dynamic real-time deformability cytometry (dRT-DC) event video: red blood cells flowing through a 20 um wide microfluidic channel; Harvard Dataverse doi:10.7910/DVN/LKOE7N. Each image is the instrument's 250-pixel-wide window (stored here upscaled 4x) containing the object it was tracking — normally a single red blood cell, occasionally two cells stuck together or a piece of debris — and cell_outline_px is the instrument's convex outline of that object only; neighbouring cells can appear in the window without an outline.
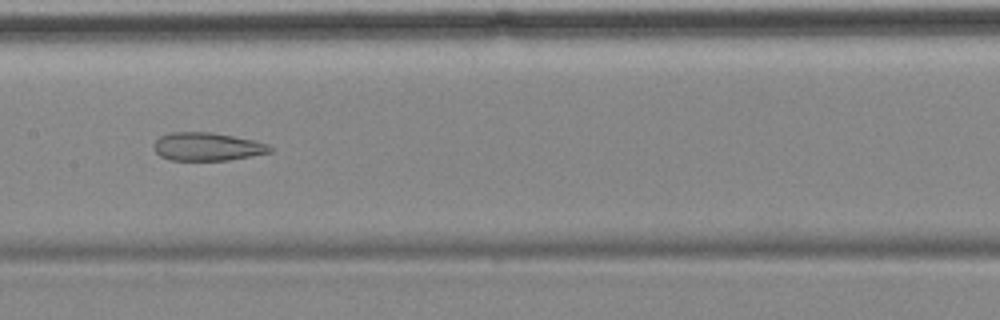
{"species": "common noctule bat (a hibernating species)", "species_latin": "Nyctalus noctula", "temperature_condition": "cold", "stored_images_in_passage": 7, "camera_frame_rate_fps": 3000, "um_per_image_px": 0.085, "animal": {"sex": "female", "body_mass_g": 18.4}, "frame": {"image": 1, "passage_image": 6, "time_ms": 6.0, "image_size_px": [1000, 320], "cell_outline_px": [[272, 152], [252, 156], [228, 160], [172, 160], [160, 156], [152, 148], [156, 140], [160, 136], [172, 132], [212, 132], [252, 140], [268, 144], [272, 148]], "centroid_in_image_um": [17.6, 12.47], "position_along_channel_um": 189.8, "area_um2": 19.02}}
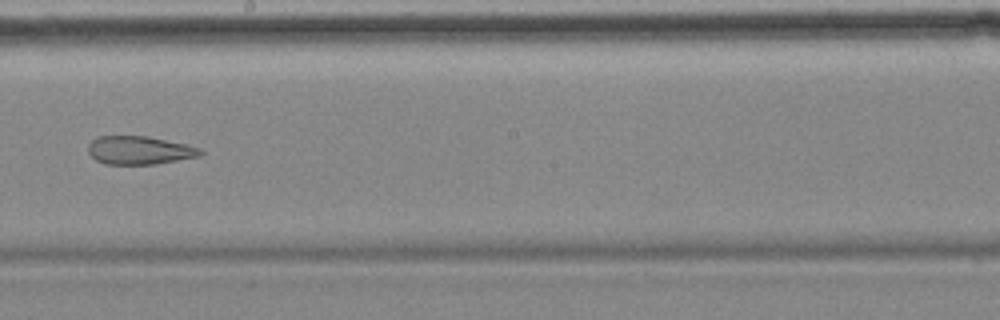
{"frame": {"image": 2, "passage_image": 7, "time_ms": 7.333, "image_size_px": [1000, 320], "cell_outline_px": [[204, 152], [200, 156], [156, 164], [104, 164], [96, 160], [88, 152], [88, 144], [96, 136], [148, 136], [188, 144], [200, 148]], "centroid_in_image_um": [11.86, 12.77], "position_along_channel_um": 236.3, "area_um2": 18.67}}